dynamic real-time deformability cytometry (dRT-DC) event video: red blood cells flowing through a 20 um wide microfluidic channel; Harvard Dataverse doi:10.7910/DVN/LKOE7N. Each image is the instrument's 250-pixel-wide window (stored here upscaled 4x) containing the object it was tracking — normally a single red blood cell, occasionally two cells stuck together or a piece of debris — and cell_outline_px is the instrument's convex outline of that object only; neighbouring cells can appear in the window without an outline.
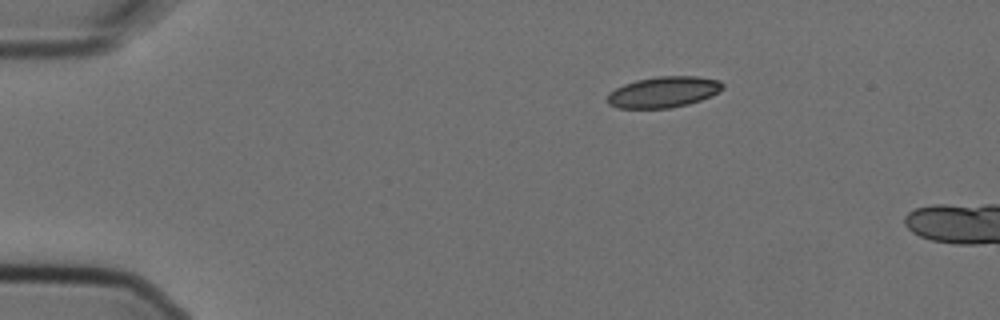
{"species": "Egyptian fruit bat (a non-hibernating species)", "species_latin": "Rousettus aegyptiacus", "temperature_condition": "cold", "stored_images_in_passage": 3, "camera_frame_rate_fps": 3000, "um_per_image_px": 0.085, "animal": {"sex": "female"}, "frame": {"image": 1, "passage_image": 1, "time_ms": 0.0, "image_size_px": [1000, 320], "cell_outline_px": [[724, 88], [712, 96], [688, 104], [668, 108], [616, 108], [608, 104], [608, 92], [624, 84], [636, 80], [656, 76], [696, 76], [720, 80], [724, 84]], "centroid_in_image_um": [56.41, 7.82], "position_along_channel_um": 28.6, "area_um2": 20.92}}